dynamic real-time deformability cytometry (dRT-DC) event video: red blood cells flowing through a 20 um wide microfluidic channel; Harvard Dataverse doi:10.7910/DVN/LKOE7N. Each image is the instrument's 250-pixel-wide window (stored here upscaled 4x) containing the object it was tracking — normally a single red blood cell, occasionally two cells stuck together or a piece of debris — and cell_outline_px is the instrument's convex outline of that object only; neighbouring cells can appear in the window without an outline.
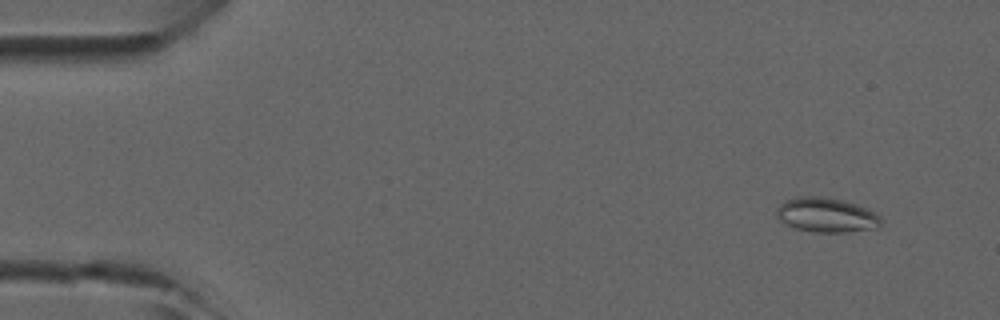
{"species": "common noctule bat (a hibernating species)", "species_latin": "Nyctalus noctula", "temperature_condition": "room temperature", "stored_images_in_passage": 48, "camera_frame_rate_fps": 3000, "um_per_image_px": 0.085, "animal": {"sex": "male", "forearm_length_mm": 52.5}, "frame": {"image": 1, "passage_image": 4, "time_ms": 1.0, "image_size_px": [1000, 320], "cell_outline_px": [[880, 224], [876, 228], [848, 232], [812, 232], [796, 228], [780, 220], [776, 216], [776, 208], [784, 200], [796, 196], [824, 196], [856, 204], [868, 208], [876, 212], [880, 216]], "centroid_in_image_um": [70.23, 18.26], "position_along_channel_um": 14.8, "area_um2": 21.15}}
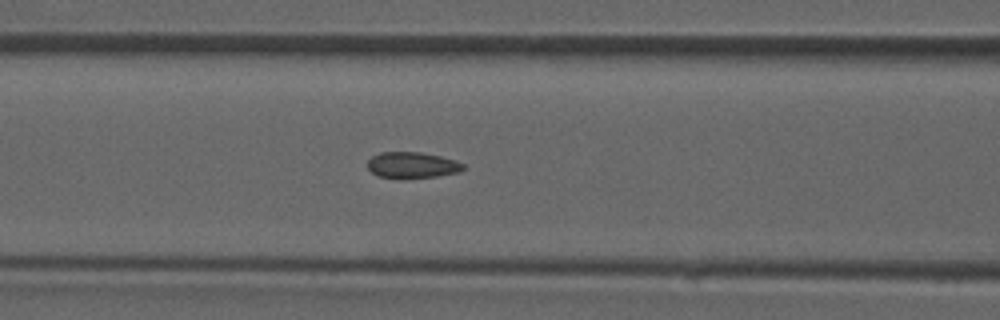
{"frame": {"image": 2, "passage_image": 20, "time_ms": 6.333, "image_size_px": [1000, 320], "cell_outline_px": [[464, 168], [460, 172], [436, 176], [380, 176], [372, 172], [368, 168], [368, 160], [372, 156], [380, 152], [420, 152], [440, 156], [456, 160], [464, 164]], "centroid_in_image_um": [35.07, 13.99], "position_along_channel_um": 131.5, "area_um2": 13.99}}
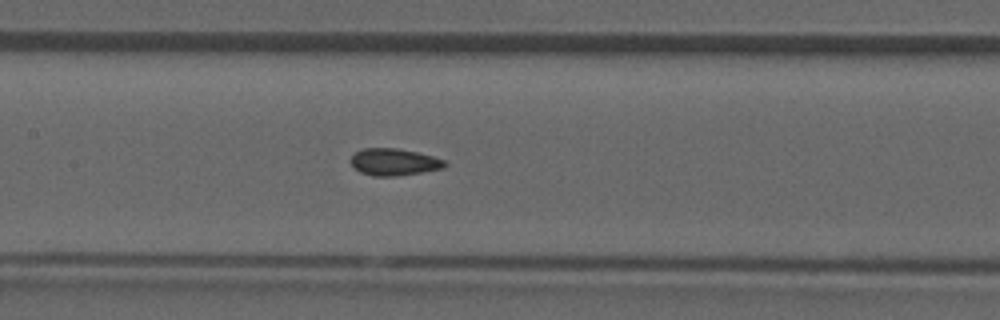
{"frame": {"image": 3, "passage_image": 23, "time_ms": 7.333, "image_size_px": [1000, 320], "cell_outline_px": [[448, 164], [444, 168], [396, 176], [372, 176], [360, 172], [348, 160], [356, 152], [364, 148], [396, 148], [416, 152], [432, 156], [444, 160]], "centroid_in_image_um": [33.48, 13.77], "position_along_channel_um": 173.9, "area_um2": 14.68}}